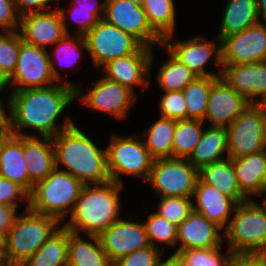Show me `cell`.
Here are the masks:
<instances>
[{"instance_id":"cell-1","label":"cell","mask_w":266,"mask_h":266,"mask_svg":"<svg viewBox=\"0 0 266 266\" xmlns=\"http://www.w3.org/2000/svg\"><path fill=\"white\" fill-rule=\"evenodd\" d=\"M74 83L56 84L46 88L12 91L6 102L8 130L15 136H33L23 133L30 128L38 131L40 137L53 138L74 123L66 118L62 127L56 125L57 118L76 99Z\"/></svg>"},{"instance_id":"cell-2","label":"cell","mask_w":266,"mask_h":266,"mask_svg":"<svg viewBox=\"0 0 266 266\" xmlns=\"http://www.w3.org/2000/svg\"><path fill=\"white\" fill-rule=\"evenodd\" d=\"M55 168L62 164L84 185L103 184L111 180L107 169V152L94 144L75 124L52 138ZM60 164V165H59Z\"/></svg>"},{"instance_id":"cell-3","label":"cell","mask_w":266,"mask_h":266,"mask_svg":"<svg viewBox=\"0 0 266 266\" xmlns=\"http://www.w3.org/2000/svg\"><path fill=\"white\" fill-rule=\"evenodd\" d=\"M123 185L114 181L84 185L64 227L72 232L99 236L119 217V194Z\"/></svg>"},{"instance_id":"cell-4","label":"cell","mask_w":266,"mask_h":266,"mask_svg":"<svg viewBox=\"0 0 266 266\" xmlns=\"http://www.w3.org/2000/svg\"><path fill=\"white\" fill-rule=\"evenodd\" d=\"M58 218L25 208L5 237L8 266H22L60 228Z\"/></svg>"},{"instance_id":"cell-5","label":"cell","mask_w":266,"mask_h":266,"mask_svg":"<svg viewBox=\"0 0 266 266\" xmlns=\"http://www.w3.org/2000/svg\"><path fill=\"white\" fill-rule=\"evenodd\" d=\"M223 231L231 254L266 255V200L239 203Z\"/></svg>"},{"instance_id":"cell-6","label":"cell","mask_w":266,"mask_h":266,"mask_svg":"<svg viewBox=\"0 0 266 266\" xmlns=\"http://www.w3.org/2000/svg\"><path fill=\"white\" fill-rule=\"evenodd\" d=\"M83 186L67 171L55 168L45 180L34 185L29 194V209L63 221L74 209Z\"/></svg>"},{"instance_id":"cell-7","label":"cell","mask_w":266,"mask_h":266,"mask_svg":"<svg viewBox=\"0 0 266 266\" xmlns=\"http://www.w3.org/2000/svg\"><path fill=\"white\" fill-rule=\"evenodd\" d=\"M107 152V169L111 178L123 185L120 174L135 175L148 180L154 159L145 147L144 140L139 137L114 136Z\"/></svg>"},{"instance_id":"cell-8","label":"cell","mask_w":266,"mask_h":266,"mask_svg":"<svg viewBox=\"0 0 266 266\" xmlns=\"http://www.w3.org/2000/svg\"><path fill=\"white\" fill-rule=\"evenodd\" d=\"M56 68L48 50L22 41L15 71L10 77V83L15 86L13 91L53 86L61 79Z\"/></svg>"},{"instance_id":"cell-9","label":"cell","mask_w":266,"mask_h":266,"mask_svg":"<svg viewBox=\"0 0 266 266\" xmlns=\"http://www.w3.org/2000/svg\"><path fill=\"white\" fill-rule=\"evenodd\" d=\"M198 170L182 158L155 159L147 182L159 197H192Z\"/></svg>"},{"instance_id":"cell-10","label":"cell","mask_w":266,"mask_h":266,"mask_svg":"<svg viewBox=\"0 0 266 266\" xmlns=\"http://www.w3.org/2000/svg\"><path fill=\"white\" fill-rule=\"evenodd\" d=\"M95 69L107 62L135 54L143 45L131 34L101 19L85 36Z\"/></svg>"},{"instance_id":"cell-11","label":"cell","mask_w":266,"mask_h":266,"mask_svg":"<svg viewBox=\"0 0 266 266\" xmlns=\"http://www.w3.org/2000/svg\"><path fill=\"white\" fill-rule=\"evenodd\" d=\"M265 115L255 105L250 104L226 128L228 157L239 158L265 149L264 142Z\"/></svg>"},{"instance_id":"cell-12","label":"cell","mask_w":266,"mask_h":266,"mask_svg":"<svg viewBox=\"0 0 266 266\" xmlns=\"http://www.w3.org/2000/svg\"><path fill=\"white\" fill-rule=\"evenodd\" d=\"M105 22L131 34L143 46L163 45V39L151 28L141 5L128 0H106L102 18Z\"/></svg>"},{"instance_id":"cell-13","label":"cell","mask_w":266,"mask_h":266,"mask_svg":"<svg viewBox=\"0 0 266 266\" xmlns=\"http://www.w3.org/2000/svg\"><path fill=\"white\" fill-rule=\"evenodd\" d=\"M65 10L58 8L22 15L18 29L22 41L47 50L48 45H54L66 34H71L66 26Z\"/></svg>"},{"instance_id":"cell-14","label":"cell","mask_w":266,"mask_h":266,"mask_svg":"<svg viewBox=\"0 0 266 266\" xmlns=\"http://www.w3.org/2000/svg\"><path fill=\"white\" fill-rule=\"evenodd\" d=\"M222 65L266 61V23L259 22L221 40Z\"/></svg>"},{"instance_id":"cell-15","label":"cell","mask_w":266,"mask_h":266,"mask_svg":"<svg viewBox=\"0 0 266 266\" xmlns=\"http://www.w3.org/2000/svg\"><path fill=\"white\" fill-rule=\"evenodd\" d=\"M172 35L167 36L163 40L162 46H167L169 50L176 58H178L183 64H185L192 72L198 77H221L223 71L222 65V51L221 40L218 38V46L213 41H207L201 36H195L185 41H179L176 43L171 42ZM217 46V47H216ZM211 57H215V63L220 66L219 74L213 72H207L204 66L210 62Z\"/></svg>"},{"instance_id":"cell-16","label":"cell","mask_w":266,"mask_h":266,"mask_svg":"<svg viewBox=\"0 0 266 266\" xmlns=\"http://www.w3.org/2000/svg\"><path fill=\"white\" fill-rule=\"evenodd\" d=\"M79 86L76 87V98L80 102L94 109L108 113L121 120L127 116L131 105L136 101L134 91L102 77L95 82L87 94L82 95Z\"/></svg>"},{"instance_id":"cell-17","label":"cell","mask_w":266,"mask_h":266,"mask_svg":"<svg viewBox=\"0 0 266 266\" xmlns=\"http://www.w3.org/2000/svg\"><path fill=\"white\" fill-rule=\"evenodd\" d=\"M153 48L142 46L135 54L113 59L102 67L107 80L133 91L135 85H141L144 91L149 83L151 65L154 61ZM149 76V77H148Z\"/></svg>"},{"instance_id":"cell-18","label":"cell","mask_w":266,"mask_h":266,"mask_svg":"<svg viewBox=\"0 0 266 266\" xmlns=\"http://www.w3.org/2000/svg\"><path fill=\"white\" fill-rule=\"evenodd\" d=\"M251 103L222 77L211 86L204 120L210 127L227 128Z\"/></svg>"},{"instance_id":"cell-19","label":"cell","mask_w":266,"mask_h":266,"mask_svg":"<svg viewBox=\"0 0 266 266\" xmlns=\"http://www.w3.org/2000/svg\"><path fill=\"white\" fill-rule=\"evenodd\" d=\"M98 237L112 262L150 245L144 224L124 219L112 223Z\"/></svg>"},{"instance_id":"cell-20","label":"cell","mask_w":266,"mask_h":266,"mask_svg":"<svg viewBox=\"0 0 266 266\" xmlns=\"http://www.w3.org/2000/svg\"><path fill=\"white\" fill-rule=\"evenodd\" d=\"M221 77L251 104L266 95V61L223 65Z\"/></svg>"},{"instance_id":"cell-21","label":"cell","mask_w":266,"mask_h":266,"mask_svg":"<svg viewBox=\"0 0 266 266\" xmlns=\"http://www.w3.org/2000/svg\"><path fill=\"white\" fill-rule=\"evenodd\" d=\"M223 230L214 222L209 221L203 215L192 211V213L177 226L176 244L181 241L179 251L220 247L223 241L220 231Z\"/></svg>"},{"instance_id":"cell-22","label":"cell","mask_w":266,"mask_h":266,"mask_svg":"<svg viewBox=\"0 0 266 266\" xmlns=\"http://www.w3.org/2000/svg\"><path fill=\"white\" fill-rule=\"evenodd\" d=\"M192 197H196L197 201L195 205L193 202L194 212L203 215L222 229H226L230 220L229 216L238 205L234 200L222 194L214 186L204 183L199 177Z\"/></svg>"},{"instance_id":"cell-23","label":"cell","mask_w":266,"mask_h":266,"mask_svg":"<svg viewBox=\"0 0 266 266\" xmlns=\"http://www.w3.org/2000/svg\"><path fill=\"white\" fill-rule=\"evenodd\" d=\"M240 191L248 198L266 193V150L232 158Z\"/></svg>"},{"instance_id":"cell-24","label":"cell","mask_w":266,"mask_h":266,"mask_svg":"<svg viewBox=\"0 0 266 266\" xmlns=\"http://www.w3.org/2000/svg\"><path fill=\"white\" fill-rule=\"evenodd\" d=\"M0 177L13 181L29 194L34 184L29 179L23 154V136L9 134L0 146Z\"/></svg>"},{"instance_id":"cell-25","label":"cell","mask_w":266,"mask_h":266,"mask_svg":"<svg viewBox=\"0 0 266 266\" xmlns=\"http://www.w3.org/2000/svg\"><path fill=\"white\" fill-rule=\"evenodd\" d=\"M23 154L30 181L45 180L55 169V152L50 137L23 136Z\"/></svg>"},{"instance_id":"cell-26","label":"cell","mask_w":266,"mask_h":266,"mask_svg":"<svg viewBox=\"0 0 266 266\" xmlns=\"http://www.w3.org/2000/svg\"><path fill=\"white\" fill-rule=\"evenodd\" d=\"M198 177L206 184L214 186L222 194L230 197L237 204L248 200L240 191L232 158L211 163L198 170Z\"/></svg>"},{"instance_id":"cell-27","label":"cell","mask_w":266,"mask_h":266,"mask_svg":"<svg viewBox=\"0 0 266 266\" xmlns=\"http://www.w3.org/2000/svg\"><path fill=\"white\" fill-rule=\"evenodd\" d=\"M223 153H227L228 157L226 128L208 127L204 129L199 142L187 160L197 170H200L206 165L226 159Z\"/></svg>"},{"instance_id":"cell-28","label":"cell","mask_w":266,"mask_h":266,"mask_svg":"<svg viewBox=\"0 0 266 266\" xmlns=\"http://www.w3.org/2000/svg\"><path fill=\"white\" fill-rule=\"evenodd\" d=\"M88 236L91 242L68 229V266H112L99 237Z\"/></svg>"},{"instance_id":"cell-29","label":"cell","mask_w":266,"mask_h":266,"mask_svg":"<svg viewBox=\"0 0 266 266\" xmlns=\"http://www.w3.org/2000/svg\"><path fill=\"white\" fill-rule=\"evenodd\" d=\"M223 13L220 40L260 22L256 0H227Z\"/></svg>"},{"instance_id":"cell-30","label":"cell","mask_w":266,"mask_h":266,"mask_svg":"<svg viewBox=\"0 0 266 266\" xmlns=\"http://www.w3.org/2000/svg\"><path fill=\"white\" fill-rule=\"evenodd\" d=\"M22 266H68V229L60 227Z\"/></svg>"},{"instance_id":"cell-31","label":"cell","mask_w":266,"mask_h":266,"mask_svg":"<svg viewBox=\"0 0 266 266\" xmlns=\"http://www.w3.org/2000/svg\"><path fill=\"white\" fill-rule=\"evenodd\" d=\"M176 120L160 117L144 132L148 139L145 147L155 159L173 158V137Z\"/></svg>"},{"instance_id":"cell-32","label":"cell","mask_w":266,"mask_h":266,"mask_svg":"<svg viewBox=\"0 0 266 266\" xmlns=\"http://www.w3.org/2000/svg\"><path fill=\"white\" fill-rule=\"evenodd\" d=\"M151 28L164 40L174 34L176 11L173 0H144L142 4Z\"/></svg>"},{"instance_id":"cell-33","label":"cell","mask_w":266,"mask_h":266,"mask_svg":"<svg viewBox=\"0 0 266 266\" xmlns=\"http://www.w3.org/2000/svg\"><path fill=\"white\" fill-rule=\"evenodd\" d=\"M169 60L159 69L157 81L165 91H183L198 76L176 58L169 50Z\"/></svg>"},{"instance_id":"cell-34","label":"cell","mask_w":266,"mask_h":266,"mask_svg":"<svg viewBox=\"0 0 266 266\" xmlns=\"http://www.w3.org/2000/svg\"><path fill=\"white\" fill-rule=\"evenodd\" d=\"M218 78L197 77L183 89L187 119L201 120L204 122L210 88Z\"/></svg>"},{"instance_id":"cell-35","label":"cell","mask_w":266,"mask_h":266,"mask_svg":"<svg viewBox=\"0 0 266 266\" xmlns=\"http://www.w3.org/2000/svg\"><path fill=\"white\" fill-rule=\"evenodd\" d=\"M204 122L195 119L177 120L173 137V158L187 159L199 142Z\"/></svg>"},{"instance_id":"cell-36","label":"cell","mask_w":266,"mask_h":266,"mask_svg":"<svg viewBox=\"0 0 266 266\" xmlns=\"http://www.w3.org/2000/svg\"><path fill=\"white\" fill-rule=\"evenodd\" d=\"M88 1L82 0L78 2V0H75L77 2L76 6L68 10L74 22L78 23V29L75 31L76 35L85 36L103 18L106 0L101 4L97 1L95 5L92 2L89 4L90 2ZM80 16L83 18L78 19Z\"/></svg>"},{"instance_id":"cell-37","label":"cell","mask_w":266,"mask_h":266,"mask_svg":"<svg viewBox=\"0 0 266 266\" xmlns=\"http://www.w3.org/2000/svg\"><path fill=\"white\" fill-rule=\"evenodd\" d=\"M149 244L160 249V243L173 246L177 240V226L157 213H151L144 223Z\"/></svg>"},{"instance_id":"cell-38","label":"cell","mask_w":266,"mask_h":266,"mask_svg":"<svg viewBox=\"0 0 266 266\" xmlns=\"http://www.w3.org/2000/svg\"><path fill=\"white\" fill-rule=\"evenodd\" d=\"M219 248L189 249L179 251L177 256L180 258L182 266H226L231 252L228 251V255L224 256L219 252Z\"/></svg>"},{"instance_id":"cell-39","label":"cell","mask_w":266,"mask_h":266,"mask_svg":"<svg viewBox=\"0 0 266 266\" xmlns=\"http://www.w3.org/2000/svg\"><path fill=\"white\" fill-rule=\"evenodd\" d=\"M157 214L178 226L193 211L192 197H160Z\"/></svg>"},{"instance_id":"cell-40","label":"cell","mask_w":266,"mask_h":266,"mask_svg":"<svg viewBox=\"0 0 266 266\" xmlns=\"http://www.w3.org/2000/svg\"><path fill=\"white\" fill-rule=\"evenodd\" d=\"M21 42L22 38L17 30L0 33V68L9 77L15 71Z\"/></svg>"},{"instance_id":"cell-41","label":"cell","mask_w":266,"mask_h":266,"mask_svg":"<svg viewBox=\"0 0 266 266\" xmlns=\"http://www.w3.org/2000/svg\"><path fill=\"white\" fill-rule=\"evenodd\" d=\"M56 46L54 57L57 59L56 62L63 64L64 66L74 65L75 61H78L80 57L79 46L88 51V45L86 43L85 37L81 35H76L72 38L70 34H66L61 40L54 44Z\"/></svg>"},{"instance_id":"cell-42","label":"cell","mask_w":266,"mask_h":266,"mask_svg":"<svg viewBox=\"0 0 266 266\" xmlns=\"http://www.w3.org/2000/svg\"><path fill=\"white\" fill-rule=\"evenodd\" d=\"M162 117L173 120L187 119V109L183 91H165L159 102Z\"/></svg>"},{"instance_id":"cell-43","label":"cell","mask_w":266,"mask_h":266,"mask_svg":"<svg viewBox=\"0 0 266 266\" xmlns=\"http://www.w3.org/2000/svg\"><path fill=\"white\" fill-rule=\"evenodd\" d=\"M160 249L149 245L112 262V266H154L161 257Z\"/></svg>"},{"instance_id":"cell-44","label":"cell","mask_w":266,"mask_h":266,"mask_svg":"<svg viewBox=\"0 0 266 266\" xmlns=\"http://www.w3.org/2000/svg\"><path fill=\"white\" fill-rule=\"evenodd\" d=\"M17 198L25 200L29 204V193L23 187L0 177V203L17 207Z\"/></svg>"},{"instance_id":"cell-45","label":"cell","mask_w":266,"mask_h":266,"mask_svg":"<svg viewBox=\"0 0 266 266\" xmlns=\"http://www.w3.org/2000/svg\"><path fill=\"white\" fill-rule=\"evenodd\" d=\"M20 17L14 0H0V27L3 33L18 30Z\"/></svg>"},{"instance_id":"cell-46","label":"cell","mask_w":266,"mask_h":266,"mask_svg":"<svg viewBox=\"0 0 266 266\" xmlns=\"http://www.w3.org/2000/svg\"><path fill=\"white\" fill-rule=\"evenodd\" d=\"M226 266H266V255L231 254Z\"/></svg>"},{"instance_id":"cell-47","label":"cell","mask_w":266,"mask_h":266,"mask_svg":"<svg viewBox=\"0 0 266 266\" xmlns=\"http://www.w3.org/2000/svg\"><path fill=\"white\" fill-rule=\"evenodd\" d=\"M16 206H10L0 203V234L5 236L9 233V230L13 227L16 215Z\"/></svg>"},{"instance_id":"cell-48","label":"cell","mask_w":266,"mask_h":266,"mask_svg":"<svg viewBox=\"0 0 266 266\" xmlns=\"http://www.w3.org/2000/svg\"><path fill=\"white\" fill-rule=\"evenodd\" d=\"M20 16L28 13L46 12L49 6L44 0H14Z\"/></svg>"},{"instance_id":"cell-49","label":"cell","mask_w":266,"mask_h":266,"mask_svg":"<svg viewBox=\"0 0 266 266\" xmlns=\"http://www.w3.org/2000/svg\"><path fill=\"white\" fill-rule=\"evenodd\" d=\"M154 266H182V263L177 254L173 253L165 261H162L161 255V257L156 261Z\"/></svg>"},{"instance_id":"cell-50","label":"cell","mask_w":266,"mask_h":266,"mask_svg":"<svg viewBox=\"0 0 266 266\" xmlns=\"http://www.w3.org/2000/svg\"><path fill=\"white\" fill-rule=\"evenodd\" d=\"M0 266H8L5 236L0 234Z\"/></svg>"},{"instance_id":"cell-51","label":"cell","mask_w":266,"mask_h":266,"mask_svg":"<svg viewBox=\"0 0 266 266\" xmlns=\"http://www.w3.org/2000/svg\"><path fill=\"white\" fill-rule=\"evenodd\" d=\"M256 4H257L259 21L261 22V20H263L264 23H266V0H256Z\"/></svg>"},{"instance_id":"cell-52","label":"cell","mask_w":266,"mask_h":266,"mask_svg":"<svg viewBox=\"0 0 266 266\" xmlns=\"http://www.w3.org/2000/svg\"><path fill=\"white\" fill-rule=\"evenodd\" d=\"M0 98V130H8V114L5 113V109L3 108V103H1Z\"/></svg>"},{"instance_id":"cell-53","label":"cell","mask_w":266,"mask_h":266,"mask_svg":"<svg viewBox=\"0 0 266 266\" xmlns=\"http://www.w3.org/2000/svg\"><path fill=\"white\" fill-rule=\"evenodd\" d=\"M10 84V77L0 68V92Z\"/></svg>"},{"instance_id":"cell-54","label":"cell","mask_w":266,"mask_h":266,"mask_svg":"<svg viewBox=\"0 0 266 266\" xmlns=\"http://www.w3.org/2000/svg\"><path fill=\"white\" fill-rule=\"evenodd\" d=\"M255 105L263 112L266 117V95L263 96L260 100L257 99Z\"/></svg>"},{"instance_id":"cell-55","label":"cell","mask_w":266,"mask_h":266,"mask_svg":"<svg viewBox=\"0 0 266 266\" xmlns=\"http://www.w3.org/2000/svg\"><path fill=\"white\" fill-rule=\"evenodd\" d=\"M10 134L9 130H0V146L3 140Z\"/></svg>"},{"instance_id":"cell-56","label":"cell","mask_w":266,"mask_h":266,"mask_svg":"<svg viewBox=\"0 0 266 266\" xmlns=\"http://www.w3.org/2000/svg\"><path fill=\"white\" fill-rule=\"evenodd\" d=\"M128 1L142 6L144 0H128Z\"/></svg>"},{"instance_id":"cell-57","label":"cell","mask_w":266,"mask_h":266,"mask_svg":"<svg viewBox=\"0 0 266 266\" xmlns=\"http://www.w3.org/2000/svg\"><path fill=\"white\" fill-rule=\"evenodd\" d=\"M264 142H265V149H266V117H265V123H264Z\"/></svg>"},{"instance_id":"cell-58","label":"cell","mask_w":266,"mask_h":266,"mask_svg":"<svg viewBox=\"0 0 266 266\" xmlns=\"http://www.w3.org/2000/svg\"><path fill=\"white\" fill-rule=\"evenodd\" d=\"M47 4L48 3H50V2H52V1H54V0H44ZM57 2L59 1V0H56Z\"/></svg>"}]
</instances>
